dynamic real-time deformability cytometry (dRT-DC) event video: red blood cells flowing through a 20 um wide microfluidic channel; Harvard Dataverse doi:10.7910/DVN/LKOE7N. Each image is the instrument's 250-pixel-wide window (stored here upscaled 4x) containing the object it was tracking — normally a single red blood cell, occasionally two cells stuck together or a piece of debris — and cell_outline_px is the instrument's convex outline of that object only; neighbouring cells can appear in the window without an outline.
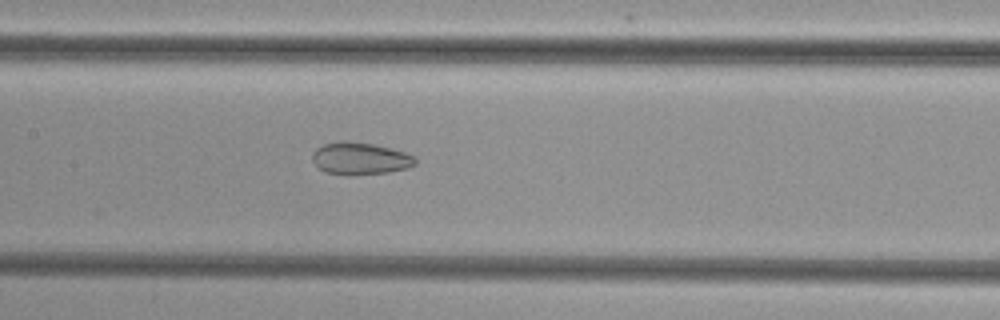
{"species": "common noctule bat (a hibernating species)", "species_latin": "Nyctalus noctula", "temperature_condition": "cold", "stored_images_in_passage": 53, "camera_frame_rate_fps": 3000, "um_per_image_px": 0.085, "animal": {"sex": "female", "body_mass_g": 29.2, "forearm_length_mm": 56.3}, "frame": {"image": 1, "passage_image": 26, "time_ms": 8.333, "image_size_px": [1000, 320], "cell_outline_px": [[416, 164], [408, 168], [388, 172], [348, 176], [324, 172], [312, 160], [312, 152], [316, 148], [324, 144], [340, 140], [348, 140], [372, 144], [392, 148], [416, 156]], "centroid_in_image_um": [30.61, 13.47], "position_along_channel_um": 176.8, "area_um2": 19.65}}
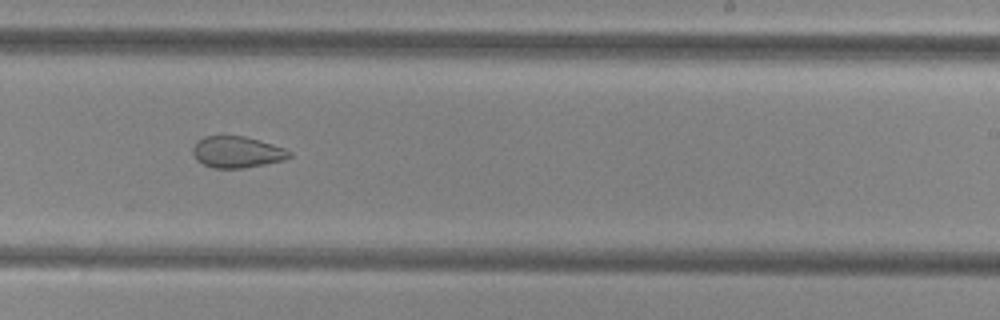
{"frame": {"image": 2, "passage_image": 33, "time_ms": 10.667, "image_size_px": [1000, 320], "cell_outline_px": [[292, 156], [284, 160], [244, 168], [212, 168], [196, 160], [192, 152], [192, 148], [196, 140], [204, 136], [244, 136], [272, 144], [284, 148], [292, 152]], "centroid_in_image_um": [20.12, 12.92], "position_along_channel_um": 268.9, "area_um2": 17.74}}
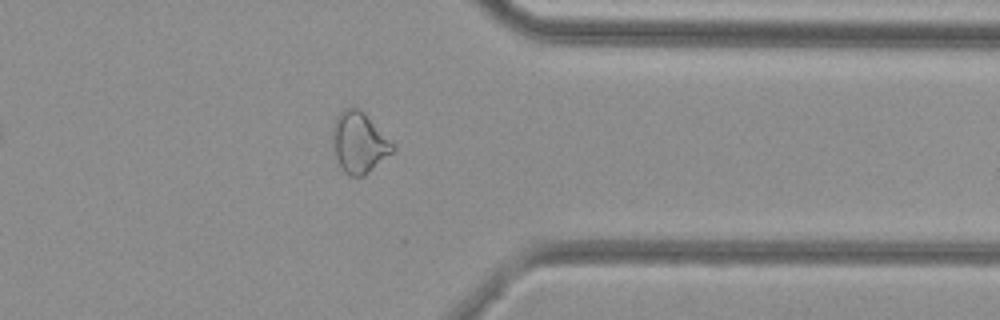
{"frame": {"image": 3, "passage_image": 42, "time_ms": 13.667, "image_size_px": [1000, 320], "cell_outline_px": [[396, 148], [392, 152], [364, 176], [348, 176], [340, 168], [332, 148], [332, 128], [336, 116], [344, 108], [356, 108], [364, 112], [396, 144]], "centroid_in_image_um": [30.51, 12.12], "position_along_channel_um": 380.9, "area_um2": 21.62}}